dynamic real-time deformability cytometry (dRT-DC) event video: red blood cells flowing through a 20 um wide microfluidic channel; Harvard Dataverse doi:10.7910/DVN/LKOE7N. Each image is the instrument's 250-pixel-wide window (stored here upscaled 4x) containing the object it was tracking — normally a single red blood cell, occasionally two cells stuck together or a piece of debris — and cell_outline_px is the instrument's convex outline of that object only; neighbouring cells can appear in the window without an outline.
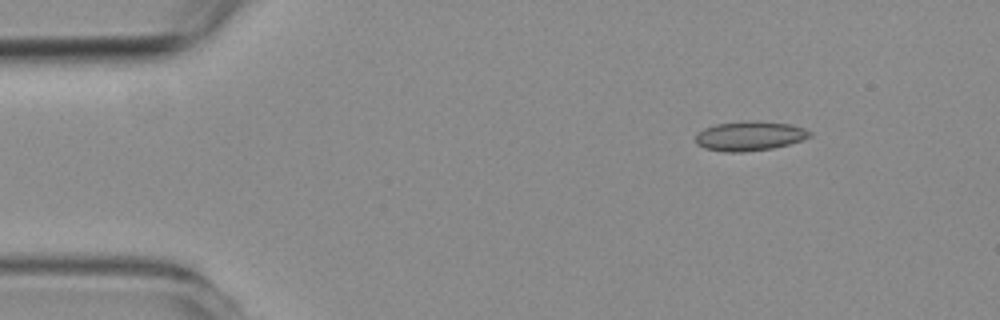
{"species": "common noctule bat (a hibernating species)", "species_latin": "Nyctalus noctula", "temperature_condition": "room temperature", "stored_images_in_passage": 33, "camera_frame_rate_fps": 3000, "um_per_image_px": 0.085, "animal": {"sex": "female", "body_mass_g": 19.3, "forearm_length_mm": 54.1}, "frame": {"image": 1, "passage_image": 1, "time_ms": 0.0, "image_size_px": [1000, 320], "cell_outline_px": [[812, 136], [804, 140], [772, 148], [744, 152], [724, 152], [704, 148], [696, 144], [696, 136], [704, 128], [716, 124], [744, 120], [756, 120], [788, 124], [804, 128], [812, 132]], "centroid_in_image_um": [63.73, 11.55], "position_along_channel_um": 21.3, "area_um2": 19.77}}
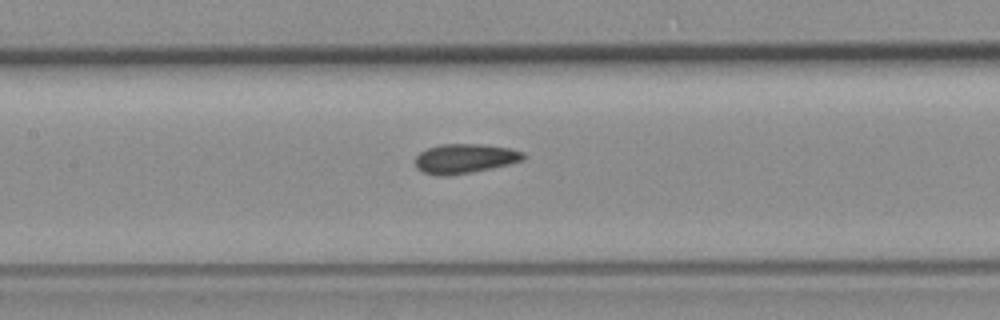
{"frame": {"image": 2, "passage_image": 19, "time_ms": 6.0, "image_size_px": [1000, 320], "cell_outline_px": [[528, 156], [524, 160], [492, 168], [472, 172], [448, 176], [436, 176], [424, 172], [416, 168], [416, 156], [420, 152], [428, 148], [440, 144], [484, 144], [512, 148], [524, 152]], "centroid_in_image_um": [39.55, 13.47], "position_along_channel_um": 167.9, "area_um2": 18.84}}
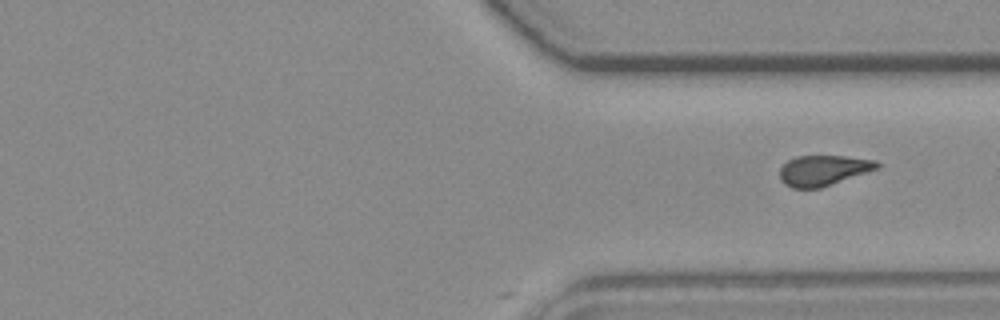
{"frame": {"image": 3, "passage_image": 33, "time_ms": 10.667, "image_size_px": [1000, 320], "cell_outline_px": [[880, 168], [820, 188], [792, 188], [784, 184], [780, 180], [780, 168], [788, 160], [796, 156], [844, 156], [876, 160], [880, 164]], "centroid_in_image_um": [69.98, 14.48], "position_along_channel_um": 341.4, "area_um2": 17.28}}